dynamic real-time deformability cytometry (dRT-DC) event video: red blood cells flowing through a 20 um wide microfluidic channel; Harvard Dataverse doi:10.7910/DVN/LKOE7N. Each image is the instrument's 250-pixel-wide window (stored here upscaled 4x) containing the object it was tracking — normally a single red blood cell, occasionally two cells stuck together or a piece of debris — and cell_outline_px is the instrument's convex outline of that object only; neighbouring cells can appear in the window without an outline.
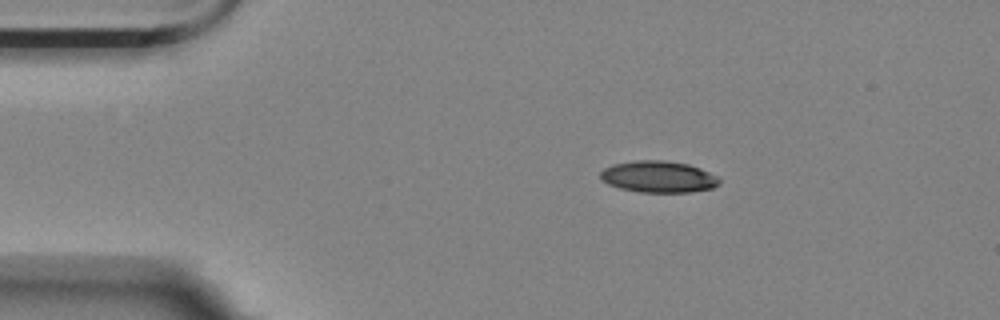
{"species": "Egyptian fruit bat (a non-hibernating species)", "species_latin": "Rousettus aegyptiacus", "temperature_condition": "room temperature", "stored_images_in_passage": 47, "camera_frame_rate_fps": 3000, "um_per_image_px": 0.085, "animal": {"sex": "female"}, "frame": {"image": 1, "passage_image": 1, "time_ms": 0.0, "image_size_px": [1000, 320], "cell_outline_px": [[720, 184], [712, 188], [692, 192], [640, 192], [620, 188], [608, 184], [600, 180], [600, 172], [604, 168], [612, 164], [636, 160], [664, 160], [688, 164], [700, 168], [716, 176], [720, 180]], "centroid_in_image_um": [55.94, 15.02], "position_along_channel_um": 29.1, "area_um2": 21.96}}
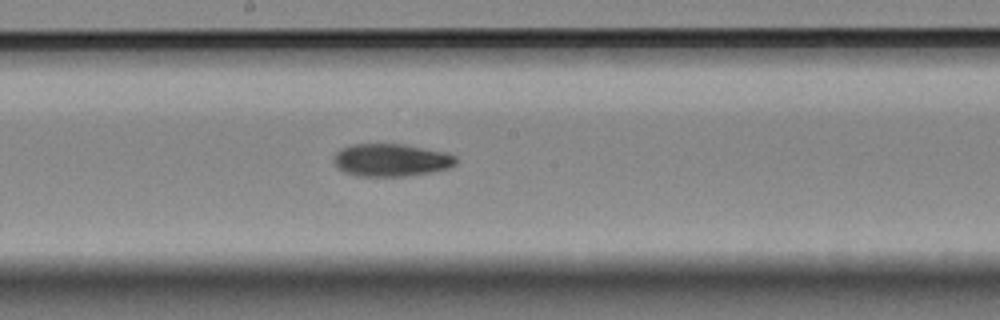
{"frame": {"image": 2, "passage_image": 21, "time_ms": 6.667, "image_size_px": [1000, 320], "cell_outline_px": [[456, 164], [448, 168], [432, 172], [404, 176], [356, 176], [344, 172], [336, 168], [332, 160], [332, 156], [340, 148], [352, 144], [404, 144], [448, 152], [456, 156]], "centroid_in_image_um": [33.21, 13.6], "position_along_channel_um": 215.0, "area_um2": 23.64}}
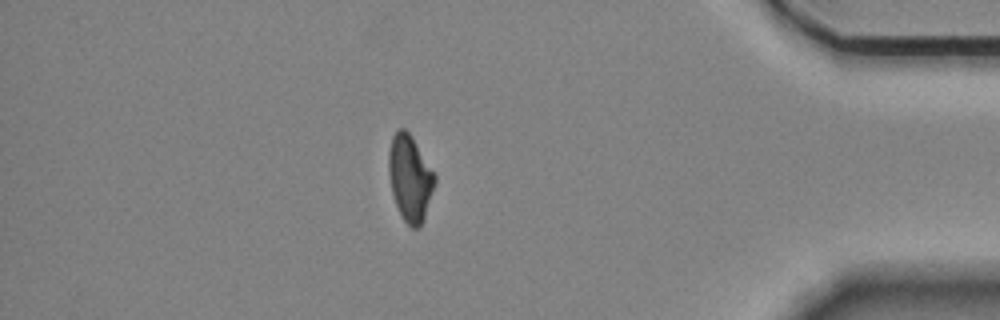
{"frame": {"image": 3, "passage_image": 40, "time_ms": 13.0, "image_size_px": [1000, 320], "cell_outline_px": [[436, 180], [424, 220], [420, 228], [412, 228], [400, 216], [392, 192], [388, 172], [388, 152], [392, 136], [400, 128], [404, 128], [412, 136], [436, 176]], "centroid_in_image_um": [34.84, 15.15], "position_along_channel_um": 400.4, "area_um2": 23.12}, "authors_computed_cell_mechanics": {"area_um2": 23.0622, "velocity_mm_per_s": 3.5287, "shape_relaxation_time_tau1_ms": 7.0248, "shape_relaxation_time_tau2_ms": 6.0497, "deformation_change_tau1": 0.194, "deformation_change_tau2": 0.1098}}